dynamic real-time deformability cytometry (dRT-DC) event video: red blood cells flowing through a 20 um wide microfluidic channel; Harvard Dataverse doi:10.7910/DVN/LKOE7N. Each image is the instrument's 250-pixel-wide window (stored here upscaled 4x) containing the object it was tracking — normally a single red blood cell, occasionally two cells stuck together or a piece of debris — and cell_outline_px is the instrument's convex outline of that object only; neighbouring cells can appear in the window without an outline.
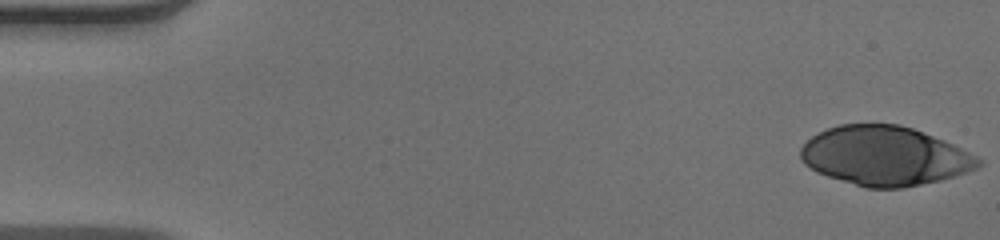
{"species": "human", "species_latin": "Homo sapiens", "temperature_condition": "warm", "stored_images_in_passage": 19, "camera_frame_rate_fps": 3000, "um_per_image_px": 0.085, "donor": {"sex": "male"}, "frame": {"image": 1, "passage_image": 1, "time_ms": 0.0, "image_size_px": [1000, 240], "cell_outline_px": [[984, 160], [976, 168], [956, 176], [940, 180], [904, 188], [864, 188], [816, 172], [804, 164], [800, 156], [800, 148], [812, 136], [828, 128], [840, 124], [900, 124], [912, 128], [944, 140]], "centroid_in_image_um": [75.19, 13.26], "position_along_channel_um": 9.8, "area_um2": 61.21}}